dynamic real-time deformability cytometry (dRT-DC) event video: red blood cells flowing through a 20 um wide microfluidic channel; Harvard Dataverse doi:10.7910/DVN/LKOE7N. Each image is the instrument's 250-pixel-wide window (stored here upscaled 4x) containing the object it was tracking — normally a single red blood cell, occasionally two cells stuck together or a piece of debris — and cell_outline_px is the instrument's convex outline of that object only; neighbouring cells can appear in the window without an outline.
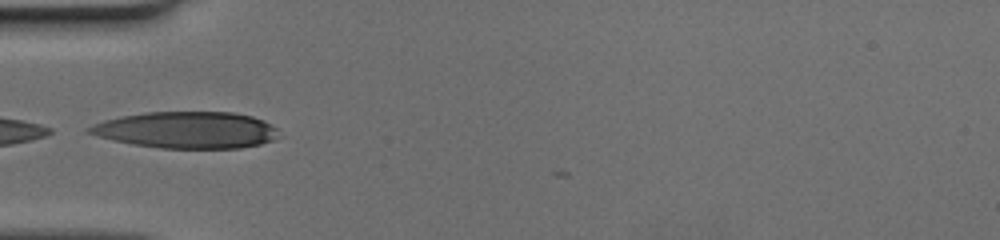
{"species": "human", "species_latin": "Homo sapiens", "temperature_condition": "cold", "stored_images_in_passage": 33, "camera_frame_rate_fps": 3000, "um_per_image_px": 0.085, "donor": {"sex": "female"}, "frame": {"image": 1, "passage_image": 1, "time_ms": 0.0, "image_size_px": [1000, 240], "cell_outline_px": [[280, 136], [272, 140], [260, 144], [240, 148], [160, 148], [112, 140], [84, 132], [84, 128], [92, 124], [104, 120], [120, 116], [144, 112], [232, 112], [252, 116], [264, 120], [276, 128]], "centroid_in_image_um": [15.84, 11.04], "position_along_channel_um": 69.2, "area_um2": 40.63}}
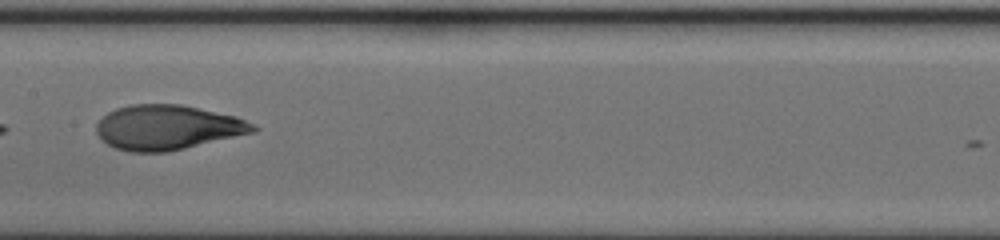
{"frame": {"image": 2, "passage_image": 10, "time_ms": 3.0, "image_size_px": [1000, 240], "cell_outline_px": [[260, 128], [256, 132], [184, 148], [164, 152], [132, 152], [116, 148], [108, 144], [96, 132], [96, 124], [108, 112], [116, 108], [132, 104], [180, 104], [236, 116], [256, 124]], "centroid_in_image_um": [14.28, 10.82], "position_along_channel_um": 193.1, "area_um2": 40.75}}
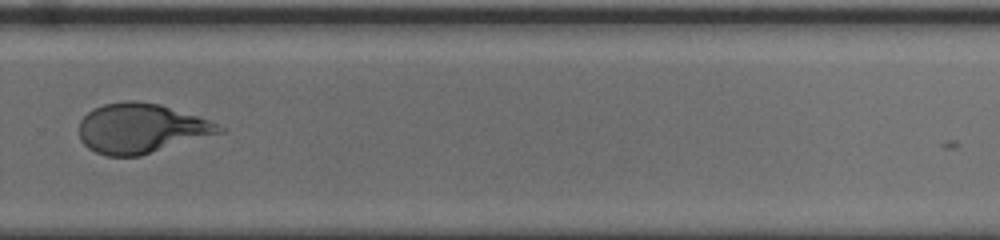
{"frame": {"image": 3, "passage_image": 19, "time_ms": 6.0, "image_size_px": [1000, 240], "cell_outline_px": [[228, 128], [224, 132], [140, 156], [104, 156], [88, 148], [80, 140], [80, 120], [88, 112], [104, 104], [128, 100], [136, 100], [160, 104], [220, 124]], "centroid_in_image_um": [12.01, 10.92], "position_along_channel_um": 317.8, "area_um2": 40.58}}